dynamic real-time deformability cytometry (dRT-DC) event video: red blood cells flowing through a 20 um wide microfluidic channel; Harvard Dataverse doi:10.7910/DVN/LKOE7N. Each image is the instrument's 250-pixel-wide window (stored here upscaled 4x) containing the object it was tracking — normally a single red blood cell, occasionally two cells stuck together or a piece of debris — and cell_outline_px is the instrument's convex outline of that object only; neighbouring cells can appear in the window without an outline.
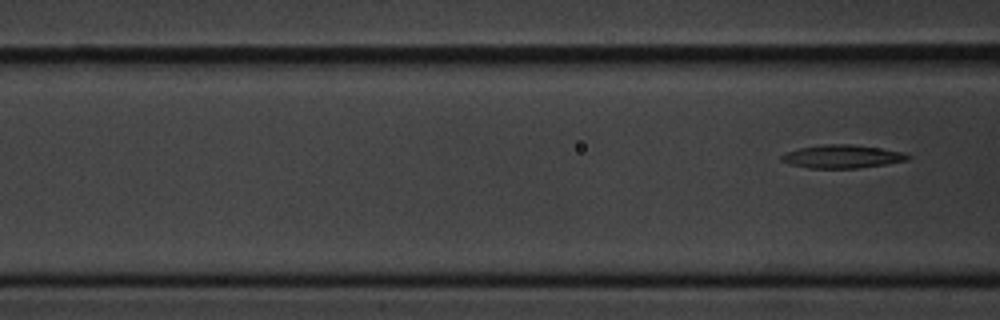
{"species": "common noctule bat (a hibernating species)", "species_latin": "Nyctalus noctula", "temperature_condition": "cold", "stored_images_in_passage": 7, "segment_of_instrument_passage": [2, 2], "camera_frame_rate_fps": 3000, "um_per_image_px": 0.085, "animal": {"sex": "male", "body_mass_g": 20.1, "forearm_length_mm": 53.5}, "frame": {"image": 1, "passage_image": 7, "time_ms": 7.667, "image_size_px": [1000, 320], "cell_outline_px": [[912, 156], [908, 160], [860, 168], [808, 168], [792, 164], [780, 160], [780, 156], [788, 152], [800, 148], [824, 144], [852, 144], [880, 148], [904, 152]], "centroid_in_image_um": [71.62, 13.3], "position_along_channel_um": 95.0, "area_um2": 16.99}}